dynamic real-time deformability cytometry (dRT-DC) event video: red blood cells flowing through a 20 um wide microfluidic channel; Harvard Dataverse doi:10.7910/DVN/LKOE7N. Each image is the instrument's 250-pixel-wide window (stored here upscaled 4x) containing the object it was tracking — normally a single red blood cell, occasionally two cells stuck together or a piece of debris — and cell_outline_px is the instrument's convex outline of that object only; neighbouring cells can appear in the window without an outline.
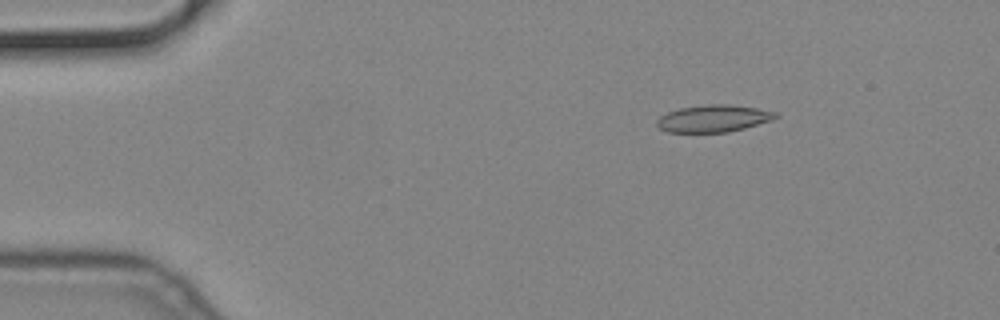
{"species": "common noctule bat (a hibernating species)", "species_latin": "Nyctalus noctula", "temperature_condition": "cold", "stored_images_in_passage": 56, "camera_frame_rate_fps": 3000, "um_per_image_px": 0.085, "animal": {"sex": "male", "body_mass_g": 19.2, "forearm_length_mm": 51.8}, "frame": {"image": 1, "passage_image": 9, "time_ms": 2.667, "image_size_px": [1000, 320], "cell_outline_px": [[780, 116], [772, 120], [744, 128], [728, 132], [668, 132], [660, 128], [656, 124], [656, 120], [660, 116], [668, 112], [680, 108], [708, 104], [728, 104], [756, 108], [776, 112]], "centroid_in_image_um": [60.64, 10.07], "position_along_channel_um": 24.4, "area_um2": 18.67}}
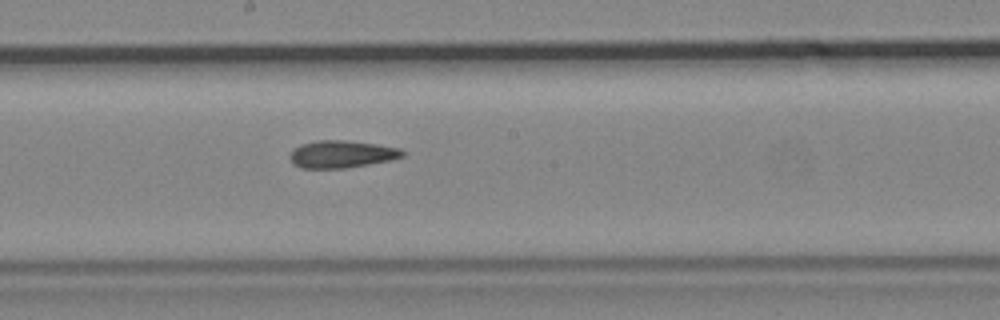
{"frame": {"image": 2, "passage_image": 31, "time_ms": 10.0, "image_size_px": [1000, 320], "cell_outline_px": [[408, 152], [404, 156], [392, 160], [344, 168], [300, 168], [292, 164], [288, 156], [288, 152], [292, 148], [300, 144], [316, 140], [344, 140], [376, 144], [400, 148]], "centroid_in_image_um": [29.0, 13.1], "position_along_channel_um": 219.2, "area_um2": 18.32}}
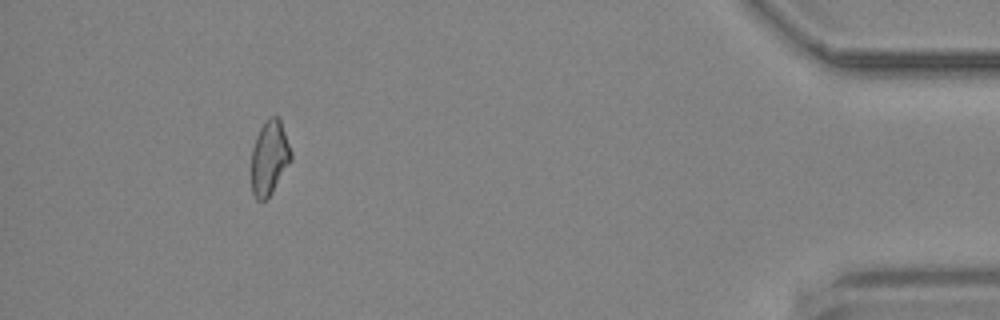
{"frame": {"image": 3, "passage_image": 52, "time_ms": 17.0, "image_size_px": [1000, 320], "cell_outline_px": [[292, 160], [272, 192], [264, 200], [256, 200], [252, 192], [252, 148], [256, 136], [260, 128], [268, 116], [280, 116], [292, 152]], "centroid_in_image_um": [22.92, 13.36], "position_along_channel_um": 412.3, "area_um2": 17.34}}